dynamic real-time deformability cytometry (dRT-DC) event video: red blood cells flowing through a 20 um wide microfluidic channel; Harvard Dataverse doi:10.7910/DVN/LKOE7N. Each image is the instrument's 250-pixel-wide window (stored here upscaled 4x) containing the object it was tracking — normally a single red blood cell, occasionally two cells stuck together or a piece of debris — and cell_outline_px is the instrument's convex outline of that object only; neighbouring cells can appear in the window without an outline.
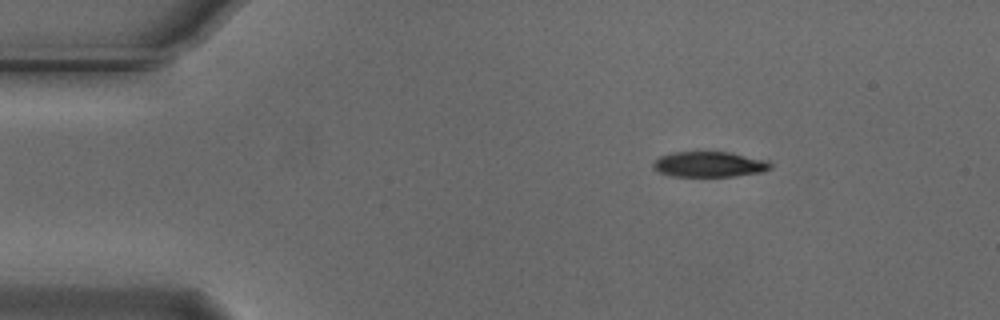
{"species": "Egyptian fruit bat (a non-hibernating species)", "species_latin": "Rousettus aegyptiacus", "temperature_condition": "cold", "stored_images_in_passage": 47, "camera_frame_rate_fps": 3000, "um_per_image_px": 0.085, "animal": {"sex": "male"}, "frame": {"image": 1, "passage_image": 1, "time_ms": 0.0, "image_size_px": [1000, 320], "cell_outline_px": [[772, 168], [764, 172], [736, 176], [672, 176], [660, 172], [652, 168], [652, 164], [660, 156], [672, 152], [728, 152], [768, 160], [772, 164]], "centroid_in_image_um": [60.32, 13.97], "position_along_channel_um": 24.7, "area_um2": 17.46}}
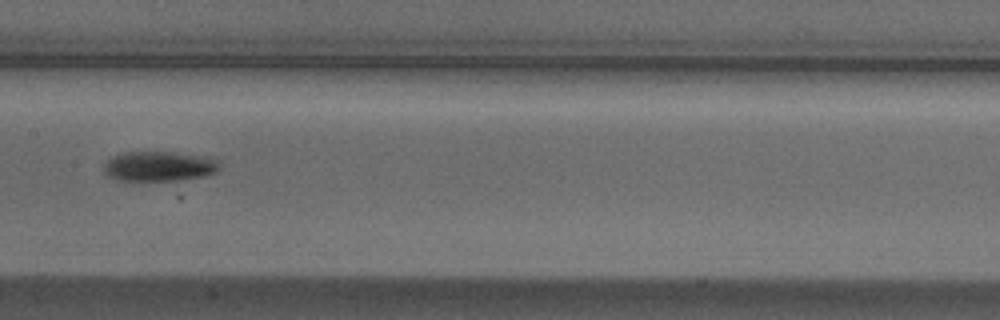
{"frame": {"image": 2, "passage_image": 20, "time_ms": 6.333, "image_size_px": [1000, 320], "cell_outline_px": [[220, 168], [216, 172], [204, 176], [180, 180], [116, 180], [108, 176], [104, 172], [104, 164], [112, 156], [120, 152], [172, 152], [200, 156], [216, 160], [220, 164]], "centroid_in_image_um": [13.49, 14.13], "position_along_channel_um": 193.9, "area_um2": 20.06}}
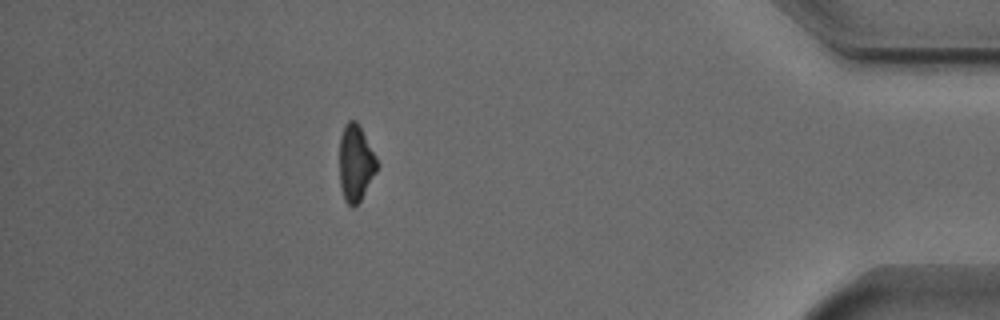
{"frame": {"image": 3, "passage_image": 41, "time_ms": 13.333, "image_size_px": [1000, 320], "cell_outline_px": [[380, 164], [376, 172], [360, 200], [352, 208], [344, 200], [340, 184], [340, 136], [344, 124], [348, 120], [356, 120], [376, 156]], "centroid_in_image_um": [30.23, 13.84], "position_along_channel_um": 405.0, "area_um2": 16.7}, "authors_computed_cell_mechanics": {"area_um2": 18.785, "velocity_mm_per_s": 3.7451, "shape_relaxation_time_tau1_ms": 3.2655, "shape_relaxation_time_tau2_ms": null, "deformation_change_tau1": 0.1257, "deformation_change_tau2": null}}